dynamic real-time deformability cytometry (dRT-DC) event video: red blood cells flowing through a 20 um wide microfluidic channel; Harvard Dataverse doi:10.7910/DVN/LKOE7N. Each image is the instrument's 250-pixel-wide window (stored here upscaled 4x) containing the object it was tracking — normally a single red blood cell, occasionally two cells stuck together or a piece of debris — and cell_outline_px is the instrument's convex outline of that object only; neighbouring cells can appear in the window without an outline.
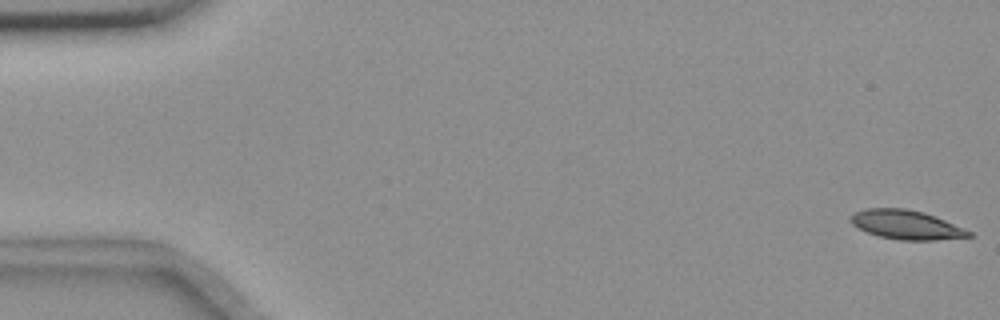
{"species": "common noctule bat (a hibernating species)", "species_latin": "Nyctalus noctula", "temperature_condition": "room temperature", "stored_images_in_passage": 56, "camera_frame_rate_fps": 3000, "um_per_image_px": 0.085, "animal": {"sex": "female", "body_mass_g": 18.4}, "frame": {"image": 1, "passage_image": 1, "time_ms": 0.0, "image_size_px": [1000, 320], "cell_outline_px": [[972, 236], [932, 240], [900, 240], [880, 236], [868, 232], [852, 224], [848, 216], [852, 212], [864, 208], [904, 208], [924, 212], [936, 216], [964, 228], [972, 232]], "centroid_in_image_um": [77.0, 19.08], "position_along_channel_um": 8.0, "area_um2": 20.06}}
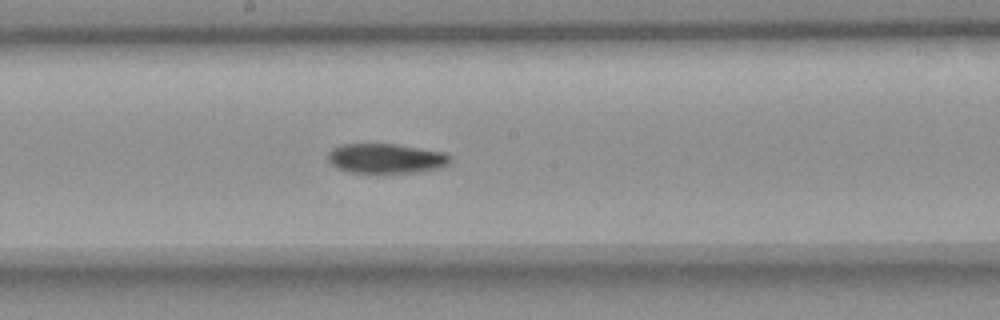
{"frame": {"image": 2, "passage_image": 30, "time_ms": 9.667, "image_size_px": [1000, 320], "cell_outline_px": [[452, 160], [448, 164], [440, 168], [412, 172], [376, 176], [352, 172], [336, 168], [328, 160], [328, 152], [332, 148], [340, 144], [396, 144], [444, 152], [452, 156]], "centroid_in_image_um": [32.79, 13.5], "position_along_channel_um": 215.4, "area_um2": 21.96}}
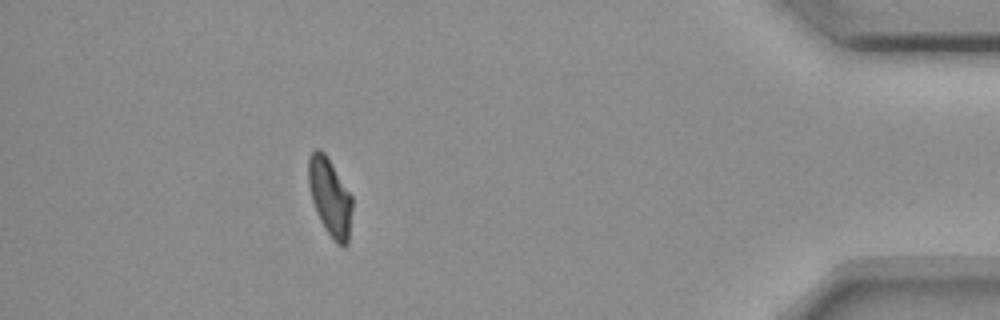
{"frame": {"image": 3, "passage_image": 50, "time_ms": 16.333, "image_size_px": [1000, 320], "cell_outline_px": [[352, 208], [348, 244], [344, 248], [336, 244], [332, 240], [324, 228], [316, 212], [312, 200], [308, 184], [308, 156], [316, 148], [320, 148], [324, 152], [352, 196]], "centroid_in_image_um": [28.04, 16.79], "position_along_channel_um": 407.2, "area_um2": 20.0}}